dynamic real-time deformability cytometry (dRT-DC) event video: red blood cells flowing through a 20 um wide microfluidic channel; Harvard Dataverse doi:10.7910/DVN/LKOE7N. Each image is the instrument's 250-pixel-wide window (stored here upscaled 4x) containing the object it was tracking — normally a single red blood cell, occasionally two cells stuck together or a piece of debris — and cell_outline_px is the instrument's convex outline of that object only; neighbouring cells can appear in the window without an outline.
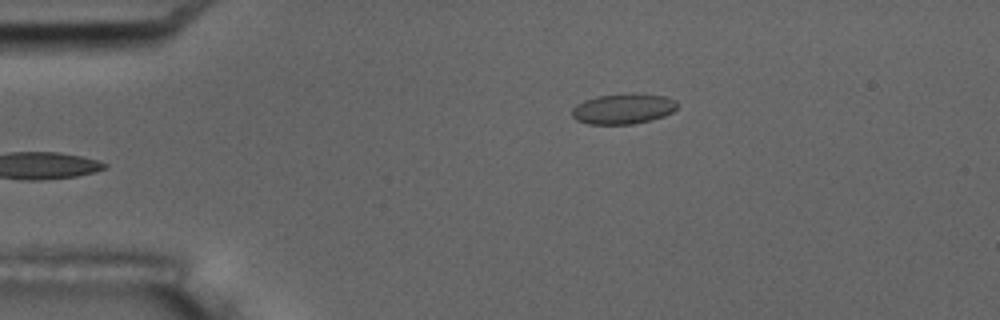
{"species": "common noctule bat (a hibernating species)", "species_latin": "Nyctalus noctula", "temperature_condition": "room temperature", "stored_images_in_passage": 5, "camera_frame_rate_fps": 3000, "um_per_image_px": 0.085, "animal": {"sex": "male", "body_mass_g": 17.5, "forearm_length_mm": 52.3}, "frame": {"image": 1, "passage_image": 5, "time_ms": 5.0, "image_size_px": [1000, 320], "cell_outline_px": [[680, 104], [672, 112], [664, 116], [652, 120], [632, 124], [588, 124], [576, 120], [572, 116], [572, 108], [576, 104], [584, 100], [596, 96], [628, 92], [632, 92], [664, 96], [676, 100]], "centroid_in_image_um": [52.98, 9.23], "position_along_channel_um": 32.0, "area_um2": 19.07}}